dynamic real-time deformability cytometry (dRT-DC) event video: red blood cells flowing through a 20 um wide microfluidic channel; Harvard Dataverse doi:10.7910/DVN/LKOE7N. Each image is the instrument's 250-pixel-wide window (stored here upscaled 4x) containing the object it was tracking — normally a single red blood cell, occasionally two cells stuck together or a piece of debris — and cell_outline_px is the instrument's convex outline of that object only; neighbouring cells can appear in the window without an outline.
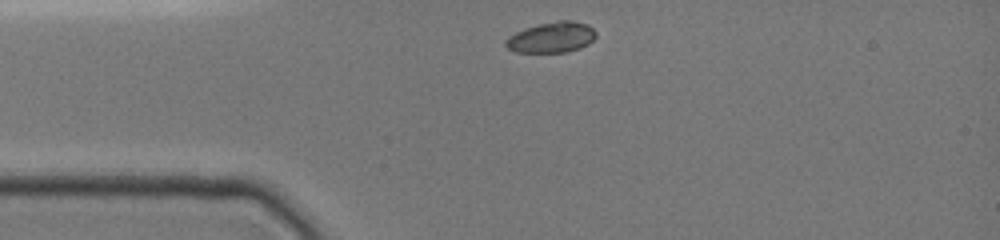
{"species": "common noctule bat (a hibernating species)", "species_latin": "Nyctalus noctula", "temperature_condition": "cold", "stored_images_in_passage": 31, "camera_frame_rate_fps": 3000, "um_per_image_px": 0.085, "animal": {"sex": "female", "body_mass_g": 19.0, "forearm_length_mm": 51.5}, "frame": {"image": 1, "passage_image": 1, "time_ms": 0.0, "image_size_px": [1000, 240], "cell_outline_px": [[596, 36], [588, 44], [580, 48], [568, 52], [516, 52], [508, 48], [504, 44], [504, 40], [508, 36], [524, 28], [556, 20], [572, 20], [588, 24], [596, 32]], "centroid_in_image_um": [46.88, 3.17], "position_along_channel_um": 38.1, "area_um2": 16.24}}
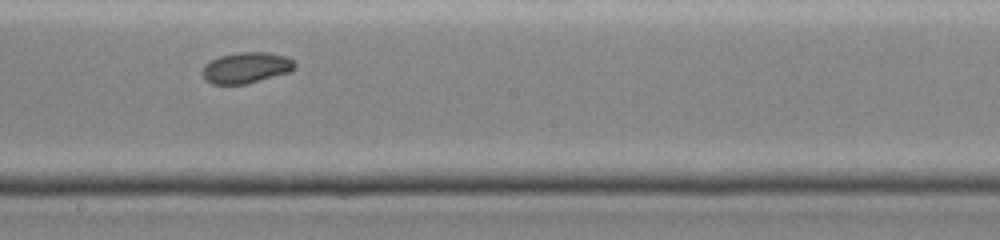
{"frame": {"image": 2, "passage_image": 17, "time_ms": 5.333, "image_size_px": [1000, 240], "cell_outline_px": [[296, 68], [288, 72], [244, 84], [212, 84], [204, 80], [204, 64], [220, 56], [236, 52], [268, 52], [288, 56], [296, 60]], "centroid_in_image_um": [20.97, 5.73], "position_along_channel_um": 227.2, "area_um2": 16.65}}
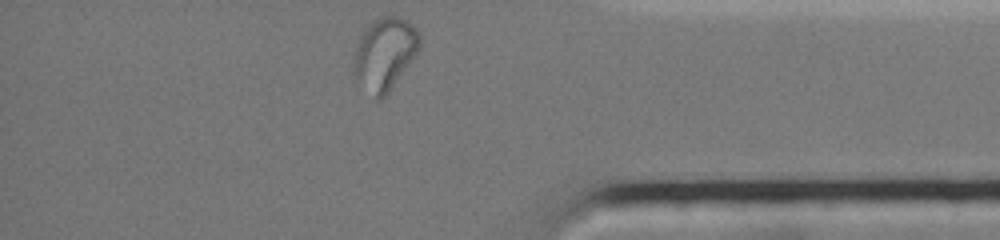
{"frame": {"image": 3, "passage_image": 31, "time_ms": 10.0, "image_size_px": [1000, 240], "cell_outline_px": [[420, 48], [388, 92], [380, 100], [376, 100], [356, 76], [352, 64], [356, 48], [360, 36], [376, 20], [384, 16], [396, 16], [408, 20], [420, 32]], "centroid_in_image_um": [32.73, 4.55], "position_along_channel_um": 402.5, "area_um2": 27.05}, "authors_computed_cell_mechanics": {"area_um2": 16.8198, "velocity_mm_per_s": 3.9435, "shape_relaxation_time_tau1_ms": null, "shape_relaxation_time_tau2_ms": 3.4688, "deformation_change_tau1": null, "deformation_change_tau2": 0.0625}}